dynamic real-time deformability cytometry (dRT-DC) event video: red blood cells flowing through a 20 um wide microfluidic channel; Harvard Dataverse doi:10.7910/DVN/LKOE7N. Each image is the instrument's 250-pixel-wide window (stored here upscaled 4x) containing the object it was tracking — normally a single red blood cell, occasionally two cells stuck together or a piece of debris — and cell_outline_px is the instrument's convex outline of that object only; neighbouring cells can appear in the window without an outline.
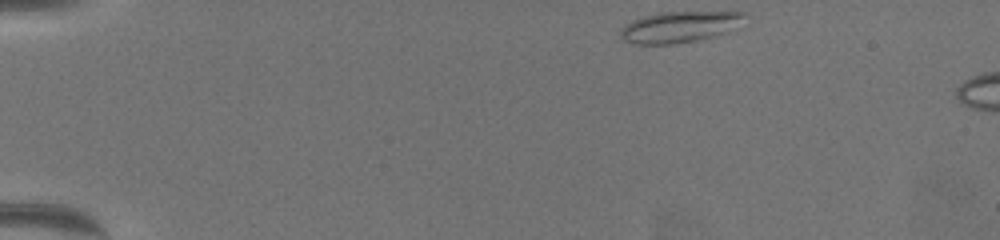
{"species": "common noctule bat (a hibernating species)", "species_latin": "Nyctalus noctula", "temperature_condition": "warm", "stored_images_in_passage": 7, "camera_frame_rate_fps": 3000, "um_per_image_px": 0.085, "animal": {"sex": "female", "body_mass_g": 19.5, "forearm_length_mm": 54.1}, "frame": {"image": 1, "passage_image": 1, "time_ms": 0.0, "image_size_px": [1000, 240], "cell_outline_px": [[744, 12], [724, 32], [712, 36], [696, 40], [672, 44], [636, 44], [624, 40], [620, 36], [620, 32], [632, 20], [644, 16], [660, 12]], "centroid_in_image_um": [57.57, 2.3], "position_along_channel_um": 27.4, "area_um2": 21.27}}